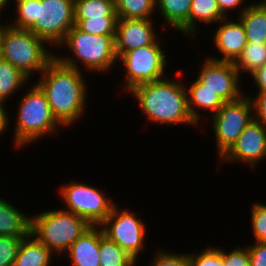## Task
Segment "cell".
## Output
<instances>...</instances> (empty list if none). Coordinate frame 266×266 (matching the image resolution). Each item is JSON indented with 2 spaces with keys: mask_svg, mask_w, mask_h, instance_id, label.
Wrapping results in <instances>:
<instances>
[{
  "mask_svg": "<svg viewBox=\"0 0 266 266\" xmlns=\"http://www.w3.org/2000/svg\"><path fill=\"white\" fill-rule=\"evenodd\" d=\"M91 226L72 212L51 210L32 216L30 233L52 252L62 254Z\"/></svg>",
  "mask_w": 266,
  "mask_h": 266,
  "instance_id": "5",
  "label": "cell"
},
{
  "mask_svg": "<svg viewBox=\"0 0 266 266\" xmlns=\"http://www.w3.org/2000/svg\"><path fill=\"white\" fill-rule=\"evenodd\" d=\"M156 36L151 19H118L115 35L117 58L138 47L160 44Z\"/></svg>",
  "mask_w": 266,
  "mask_h": 266,
  "instance_id": "14",
  "label": "cell"
},
{
  "mask_svg": "<svg viewBox=\"0 0 266 266\" xmlns=\"http://www.w3.org/2000/svg\"><path fill=\"white\" fill-rule=\"evenodd\" d=\"M191 3L192 0H156V9L169 26L179 30L188 21Z\"/></svg>",
  "mask_w": 266,
  "mask_h": 266,
  "instance_id": "23",
  "label": "cell"
},
{
  "mask_svg": "<svg viewBox=\"0 0 266 266\" xmlns=\"http://www.w3.org/2000/svg\"><path fill=\"white\" fill-rule=\"evenodd\" d=\"M7 0H0V14H1V11H3V8H5L4 6L7 5Z\"/></svg>",
  "mask_w": 266,
  "mask_h": 266,
  "instance_id": "39",
  "label": "cell"
},
{
  "mask_svg": "<svg viewBox=\"0 0 266 266\" xmlns=\"http://www.w3.org/2000/svg\"><path fill=\"white\" fill-rule=\"evenodd\" d=\"M240 75L233 62L205 60L200 69L198 80L206 88L218 94L225 102L239 99L243 94L239 88Z\"/></svg>",
  "mask_w": 266,
  "mask_h": 266,
  "instance_id": "12",
  "label": "cell"
},
{
  "mask_svg": "<svg viewBox=\"0 0 266 266\" xmlns=\"http://www.w3.org/2000/svg\"><path fill=\"white\" fill-rule=\"evenodd\" d=\"M104 235L126 251L135 260L138 259L143 245L146 228L144 223L130 213L129 210L119 211L114 205L110 215L100 224Z\"/></svg>",
  "mask_w": 266,
  "mask_h": 266,
  "instance_id": "11",
  "label": "cell"
},
{
  "mask_svg": "<svg viewBox=\"0 0 266 266\" xmlns=\"http://www.w3.org/2000/svg\"><path fill=\"white\" fill-rule=\"evenodd\" d=\"M250 100L253 106L254 120L266 127V91H259L257 96Z\"/></svg>",
  "mask_w": 266,
  "mask_h": 266,
  "instance_id": "34",
  "label": "cell"
},
{
  "mask_svg": "<svg viewBox=\"0 0 266 266\" xmlns=\"http://www.w3.org/2000/svg\"><path fill=\"white\" fill-rule=\"evenodd\" d=\"M266 65V44L248 42L240 56L234 62V66L241 75L244 72L253 74L257 69Z\"/></svg>",
  "mask_w": 266,
  "mask_h": 266,
  "instance_id": "24",
  "label": "cell"
},
{
  "mask_svg": "<svg viewBox=\"0 0 266 266\" xmlns=\"http://www.w3.org/2000/svg\"><path fill=\"white\" fill-rule=\"evenodd\" d=\"M251 221L255 242H266V205L253 204Z\"/></svg>",
  "mask_w": 266,
  "mask_h": 266,
  "instance_id": "29",
  "label": "cell"
},
{
  "mask_svg": "<svg viewBox=\"0 0 266 266\" xmlns=\"http://www.w3.org/2000/svg\"><path fill=\"white\" fill-rule=\"evenodd\" d=\"M22 238L0 235V266H13Z\"/></svg>",
  "mask_w": 266,
  "mask_h": 266,
  "instance_id": "30",
  "label": "cell"
},
{
  "mask_svg": "<svg viewBox=\"0 0 266 266\" xmlns=\"http://www.w3.org/2000/svg\"><path fill=\"white\" fill-rule=\"evenodd\" d=\"M29 78L10 62L0 59V100L5 101L17 89L24 86ZM9 96V97H8Z\"/></svg>",
  "mask_w": 266,
  "mask_h": 266,
  "instance_id": "27",
  "label": "cell"
},
{
  "mask_svg": "<svg viewBox=\"0 0 266 266\" xmlns=\"http://www.w3.org/2000/svg\"><path fill=\"white\" fill-rule=\"evenodd\" d=\"M244 0H217L221 12L227 17V11L231 8H237V6L242 5Z\"/></svg>",
  "mask_w": 266,
  "mask_h": 266,
  "instance_id": "37",
  "label": "cell"
},
{
  "mask_svg": "<svg viewBox=\"0 0 266 266\" xmlns=\"http://www.w3.org/2000/svg\"><path fill=\"white\" fill-rule=\"evenodd\" d=\"M250 266H266V242H255L248 246Z\"/></svg>",
  "mask_w": 266,
  "mask_h": 266,
  "instance_id": "35",
  "label": "cell"
},
{
  "mask_svg": "<svg viewBox=\"0 0 266 266\" xmlns=\"http://www.w3.org/2000/svg\"><path fill=\"white\" fill-rule=\"evenodd\" d=\"M222 260L224 266H250V257L248 248H240L232 250L230 253H225L222 250Z\"/></svg>",
  "mask_w": 266,
  "mask_h": 266,
  "instance_id": "33",
  "label": "cell"
},
{
  "mask_svg": "<svg viewBox=\"0 0 266 266\" xmlns=\"http://www.w3.org/2000/svg\"><path fill=\"white\" fill-rule=\"evenodd\" d=\"M70 48L77 59L71 57H54L62 64L79 69L76 60H80L86 69L92 71H107L117 61L115 51V35H96L85 33L74 25L61 42Z\"/></svg>",
  "mask_w": 266,
  "mask_h": 266,
  "instance_id": "6",
  "label": "cell"
},
{
  "mask_svg": "<svg viewBox=\"0 0 266 266\" xmlns=\"http://www.w3.org/2000/svg\"><path fill=\"white\" fill-rule=\"evenodd\" d=\"M253 106L250 98L241 96L239 99L225 102L213 114L212 127L216 136L219 159L233 146L238 136L254 119Z\"/></svg>",
  "mask_w": 266,
  "mask_h": 266,
  "instance_id": "8",
  "label": "cell"
},
{
  "mask_svg": "<svg viewBox=\"0 0 266 266\" xmlns=\"http://www.w3.org/2000/svg\"><path fill=\"white\" fill-rule=\"evenodd\" d=\"M30 228L31 218L0 198V235L24 239Z\"/></svg>",
  "mask_w": 266,
  "mask_h": 266,
  "instance_id": "18",
  "label": "cell"
},
{
  "mask_svg": "<svg viewBox=\"0 0 266 266\" xmlns=\"http://www.w3.org/2000/svg\"><path fill=\"white\" fill-rule=\"evenodd\" d=\"M247 41L256 44H266V8L260 3H252L239 12Z\"/></svg>",
  "mask_w": 266,
  "mask_h": 266,
  "instance_id": "19",
  "label": "cell"
},
{
  "mask_svg": "<svg viewBox=\"0 0 266 266\" xmlns=\"http://www.w3.org/2000/svg\"><path fill=\"white\" fill-rule=\"evenodd\" d=\"M6 101L0 100V134H2L7 128L9 123V115H7L6 109L4 107V103Z\"/></svg>",
  "mask_w": 266,
  "mask_h": 266,
  "instance_id": "38",
  "label": "cell"
},
{
  "mask_svg": "<svg viewBox=\"0 0 266 266\" xmlns=\"http://www.w3.org/2000/svg\"><path fill=\"white\" fill-rule=\"evenodd\" d=\"M75 19L117 16L114 0H74Z\"/></svg>",
  "mask_w": 266,
  "mask_h": 266,
  "instance_id": "26",
  "label": "cell"
},
{
  "mask_svg": "<svg viewBox=\"0 0 266 266\" xmlns=\"http://www.w3.org/2000/svg\"><path fill=\"white\" fill-rule=\"evenodd\" d=\"M251 76H253L259 91H266V65L257 69Z\"/></svg>",
  "mask_w": 266,
  "mask_h": 266,
  "instance_id": "36",
  "label": "cell"
},
{
  "mask_svg": "<svg viewBox=\"0 0 266 266\" xmlns=\"http://www.w3.org/2000/svg\"><path fill=\"white\" fill-rule=\"evenodd\" d=\"M100 225H92L68 249L73 266H100Z\"/></svg>",
  "mask_w": 266,
  "mask_h": 266,
  "instance_id": "16",
  "label": "cell"
},
{
  "mask_svg": "<svg viewBox=\"0 0 266 266\" xmlns=\"http://www.w3.org/2000/svg\"><path fill=\"white\" fill-rule=\"evenodd\" d=\"M99 261L100 266H134L137 260L105 236L100 227Z\"/></svg>",
  "mask_w": 266,
  "mask_h": 266,
  "instance_id": "22",
  "label": "cell"
},
{
  "mask_svg": "<svg viewBox=\"0 0 266 266\" xmlns=\"http://www.w3.org/2000/svg\"><path fill=\"white\" fill-rule=\"evenodd\" d=\"M43 39L28 29L0 24L1 58L10 62L28 78L35 72L42 73L54 58L47 52ZM34 71V72H33Z\"/></svg>",
  "mask_w": 266,
  "mask_h": 266,
  "instance_id": "4",
  "label": "cell"
},
{
  "mask_svg": "<svg viewBox=\"0 0 266 266\" xmlns=\"http://www.w3.org/2000/svg\"><path fill=\"white\" fill-rule=\"evenodd\" d=\"M188 109L193 120L198 124L200 117L199 108L210 110L214 114L224 105L225 101L215 92L206 88L198 79L191 84V87L186 89ZM197 108V109H196Z\"/></svg>",
  "mask_w": 266,
  "mask_h": 266,
  "instance_id": "17",
  "label": "cell"
},
{
  "mask_svg": "<svg viewBox=\"0 0 266 266\" xmlns=\"http://www.w3.org/2000/svg\"><path fill=\"white\" fill-rule=\"evenodd\" d=\"M53 252L31 233L20 241L13 266H49Z\"/></svg>",
  "mask_w": 266,
  "mask_h": 266,
  "instance_id": "20",
  "label": "cell"
},
{
  "mask_svg": "<svg viewBox=\"0 0 266 266\" xmlns=\"http://www.w3.org/2000/svg\"><path fill=\"white\" fill-rule=\"evenodd\" d=\"M10 0H7V2H9ZM16 2V5H19V4H22V3H25V2H29V1H32V0H14Z\"/></svg>",
  "mask_w": 266,
  "mask_h": 266,
  "instance_id": "40",
  "label": "cell"
},
{
  "mask_svg": "<svg viewBox=\"0 0 266 266\" xmlns=\"http://www.w3.org/2000/svg\"><path fill=\"white\" fill-rule=\"evenodd\" d=\"M191 266H224L221 248H206L199 255L189 254Z\"/></svg>",
  "mask_w": 266,
  "mask_h": 266,
  "instance_id": "31",
  "label": "cell"
},
{
  "mask_svg": "<svg viewBox=\"0 0 266 266\" xmlns=\"http://www.w3.org/2000/svg\"><path fill=\"white\" fill-rule=\"evenodd\" d=\"M66 211L86 219L91 225H100L111 213L115 203L95 187L75 183L60 189Z\"/></svg>",
  "mask_w": 266,
  "mask_h": 266,
  "instance_id": "10",
  "label": "cell"
},
{
  "mask_svg": "<svg viewBox=\"0 0 266 266\" xmlns=\"http://www.w3.org/2000/svg\"><path fill=\"white\" fill-rule=\"evenodd\" d=\"M154 261V262H153ZM150 266H191L189 254H172L158 250Z\"/></svg>",
  "mask_w": 266,
  "mask_h": 266,
  "instance_id": "32",
  "label": "cell"
},
{
  "mask_svg": "<svg viewBox=\"0 0 266 266\" xmlns=\"http://www.w3.org/2000/svg\"><path fill=\"white\" fill-rule=\"evenodd\" d=\"M12 27L28 29L46 44L60 45L75 25L74 0H32L16 5Z\"/></svg>",
  "mask_w": 266,
  "mask_h": 266,
  "instance_id": "3",
  "label": "cell"
},
{
  "mask_svg": "<svg viewBox=\"0 0 266 266\" xmlns=\"http://www.w3.org/2000/svg\"><path fill=\"white\" fill-rule=\"evenodd\" d=\"M118 17L75 19V25L85 33L96 35H116Z\"/></svg>",
  "mask_w": 266,
  "mask_h": 266,
  "instance_id": "28",
  "label": "cell"
},
{
  "mask_svg": "<svg viewBox=\"0 0 266 266\" xmlns=\"http://www.w3.org/2000/svg\"><path fill=\"white\" fill-rule=\"evenodd\" d=\"M183 86L165 78L138 85L129 93L137 99L140 109L150 122L196 126L188 109L187 91Z\"/></svg>",
  "mask_w": 266,
  "mask_h": 266,
  "instance_id": "2",
  "label": "cell"
},
{
  "mask_svg": "<svg viewBox=\"0 0 266 266\" xmlns=\"http://www.w3.org/2000/svg\"><path fill=\"white\" fill-rule=\"evenodd\" d=\"M19 103L13 135L15 147L20 148V146L37 141L46 133L52 135L58 130L57 127L61 126L52 114L44 92L37 84L28 90Z\"/></svg>",
  "mask_w": 266,
  "mask_h": 266,
  "instance_id": "7",
  "label": "cell"
},
{
  "mask_svg": "<svg viewBox=\"0 0 266 266\" xmlns=\"http://www.w3.org/2000/svg\"><path fill=\"white\" fill-rule=\"evenodd\" d=\"M218 24H220L219 28L216 30V33L213 37L214 44L216 45V48H218V51L224 55V57L209 58L217 61L234 63L248 43L244 26L240 19L234 22L231 20L229 21L228 17L222 19Z\"/></svg>",
  "mask_w": 266,
  "mask_h": 266,
  "instance_id": "15",
  "label": "cell"
},
{
  "mask_svg": "<svg viewBox=\"0 0 266 266\" xmlns=\"http://www.w3.org/2000/svg\"><path fill=\"white\" fill-rule=\"evenodd\" d=\"M118 19H152L156 0H114Z\"/></svg>",
  "mask_w": 266,
  "mask_h": 266,
  "instance_id": "25",
  "label": "cell"
},
{
  "mask_svg": "<svg viewBox=\"0 0 266 266\" xmlns=\"http://www.w3.org/2000/svg\"><path fill=\"white\" fill-rule=\"evenodd\" d=\"M264 8H266V0L259 2Z\"/></svg>",
  "mask_w": 266,
  "mask_h": 266,
  "instance_id": "41",
  "label": "cell"
},
{
  "mask_svg": "<svg viewBox=\"0 0 266 266\" xmlns=\"http://www.w3.org/2000/svg\"><path fill=\"white\" fill-rule=\"evenodd\" d=\"M165 57L159 44H150L122 53L117 59L119 62L123 60L126 68L125 90L130 91L138 85L158 81L165 76Z\"/></svg>",
  "mask_w": 266,
  "mask_h": 266,
  "instance_id": "9",
  "label": "cell"
},
{
  "mask_svg": "<svg viewBox=\"0 0 266 266\" xmlns=\"http://www.w3.org/2000/svg\"><path fill=\"white\" fill-rule=\"evenodd\" d=\"M226 16L221 12L217 0H192L188 21L178 30L186 35L197 31L196 20L200 22H220Z\"/></svg>",
  "mask_w": 266,
  "mask_h": 266,
  "instance_id": "21",
  "label": "cell"
},
{
  "mask_svg": "<svg viewBox=\"0 0 266 266\" xmlns=\"http://www.w3.org/2000/svg\"><path fill=\"white\" fill-rule=\"evenodd\" d=\"M41 75L36 84L44 92L57 121L64 126L78 121L87 98V86L80 69L66 66L54 57Z\"/></svg>",
  "mask_w": 266,
  "mask_h": 266,
  "instance_id": "1",
  "label": "cell"
},
{
  "mask_svg": "<svg viewBox=\"0 0 266 266\" xmlns=\"http://www.w3.org/2000/svg\"><path fill=\"white\" fill-rule=\"evenodd\" d=\"M265 157L266 127L253 119L220 160L221 162L242 161L250 165V167H256L255 165Z\"/></svg>",
  "mask_w": 266,
  "mask_h": 266,
  "instance_id": "13",
  "label": "cell"
}]
</instances>
